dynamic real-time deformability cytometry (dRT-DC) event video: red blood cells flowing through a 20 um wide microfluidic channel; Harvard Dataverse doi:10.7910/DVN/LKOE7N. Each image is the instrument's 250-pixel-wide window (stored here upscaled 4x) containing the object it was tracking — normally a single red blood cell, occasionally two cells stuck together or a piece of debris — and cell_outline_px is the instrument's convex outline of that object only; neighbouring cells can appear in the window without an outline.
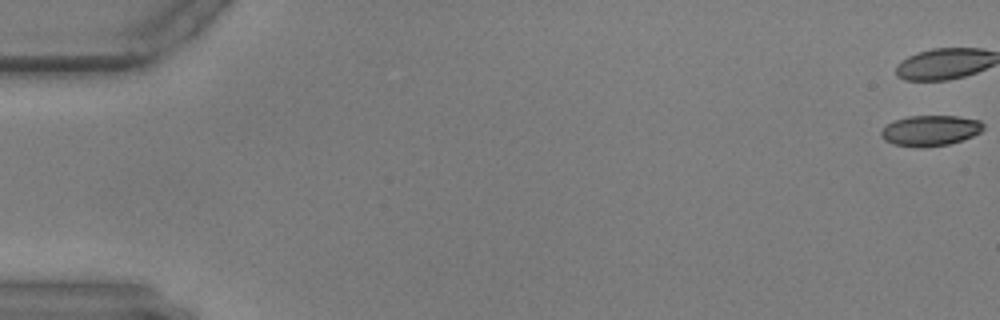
{"species": "common noctule bat (a hibernating species)", "species_latin": "Nyctalus noctula", "temperature_condition": "warm", "stored_images_in_passage": 46, "camera_frame_rate_fps": 3000, "um_per_image_px": 0.085, "animal": {"sex": "male", "body_mass_g": 17.9, "forearm_length_mm": 54.2}, "frame": {"image": 1, "passage_image": 1, "time_ms": 0.0, "image_size_px": [1000, 320], "cell_outline_px": [[984, 128], [980, 132], [972, 136], [948, 144], [892, 144], [884, 140], [880, 132], [888, 124], [896, 120], [908, 116], [956, 116], [980, 120], [984, 124]], "centroid_in_image_um": [79.12, 11.04], "position_along_channel_um": 5.9, "area_um2": 17.28}}